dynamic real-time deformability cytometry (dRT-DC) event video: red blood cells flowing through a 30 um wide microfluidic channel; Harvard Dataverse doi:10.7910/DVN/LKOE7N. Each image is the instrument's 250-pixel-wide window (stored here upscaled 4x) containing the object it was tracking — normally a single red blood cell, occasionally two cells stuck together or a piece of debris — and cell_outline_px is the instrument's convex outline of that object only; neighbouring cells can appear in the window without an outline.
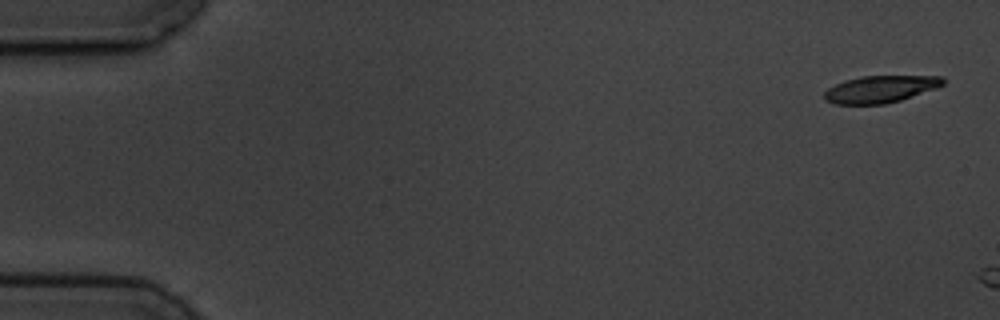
{"species": "common noctule bat (a hibernating species)", "species_latin": "Nyctalus noctula", "temperature_condition": "cold", "stored_images_in_passage": 2, "camera_frame_rate_fps": 3000, "um_per_image_px": 0.085, "animal": {"sex": "male", "body_mass_g": 19.5, "forearm_length_mm": 54.6}, "frame": {"image": 1, "passage_image": 1, "time_ms": 0.0, "image_size_px": [1000, 320], "cell_outline_px": [[944, 84], [936, 88], [900, 100], [884, 104], [836, 104], [824, 100], [824, 92], [828, 88], [844, 80], [860, 76], [944, 76]], "centroid_in_image_um": [74.81, 7.57], "position_along_channel_um": 10.2, "area_um2": 18.67}}